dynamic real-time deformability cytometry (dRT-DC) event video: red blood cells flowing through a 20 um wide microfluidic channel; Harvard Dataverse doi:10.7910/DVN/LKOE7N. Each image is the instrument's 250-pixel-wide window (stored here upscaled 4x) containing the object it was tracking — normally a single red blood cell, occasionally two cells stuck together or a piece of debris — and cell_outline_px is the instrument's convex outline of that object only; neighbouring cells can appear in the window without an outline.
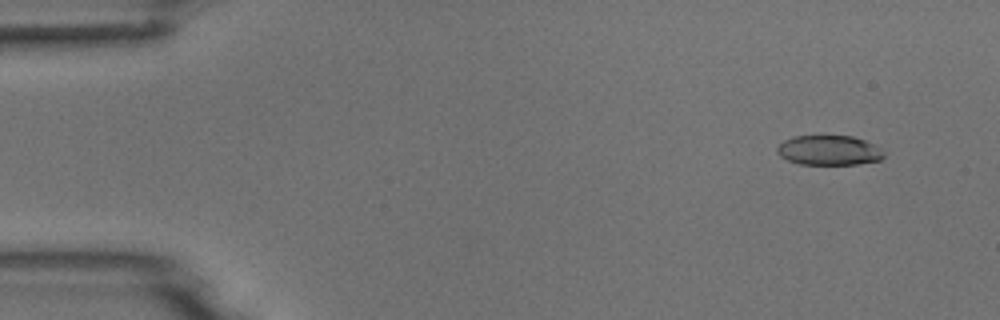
{"species": "common noctule bat (a hibernating species)", "species_latin": "Nyctalus noctula", "temperature_condition": "room temperature", "stored_images_in_passage": 5, "camera_frame_rate_fps": 3000, "um_per_image_px": 0.085, "animal": {"sex": "male", "body_mass_g": 18.8}, "frame": {"image": 1, "passage_image": 1, "time_ms": 0.0, "image_size_px": [1000, 320], "cell_outline_px": [[884, 156], [880, 160], [856, 164], [800, 164], [788, 160], [780, 156], [776, 152], [776, 148], [784, 140], [796, 136], [852, 136], [864, 140], [880, 148], [884, 152]], "centroid_in_image_um": [70.45, 12.78], "position_along_channel_um": 14.5, "area_um2": 18.38}}
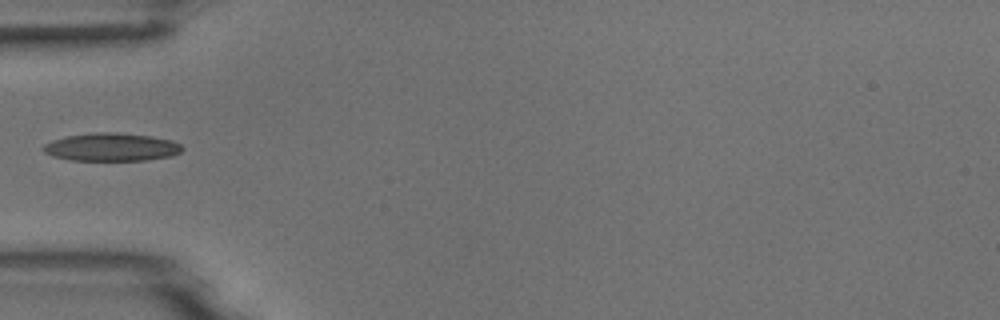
{"frame": {"image": 2, "passage_image": 4, "time_ms": 1.0, "image_size_px": [1000, 320], "cell_outline_px": [[184, 148], [180, 152], [172, 156], [144, 160], [68, 160], [52, 156], [44, 152], [40, 148], [44, 144], [52, 140], [64, 136], [92, 132], [116, 132], [152, 136], [172, 140], [180, 144]], "centroid_in_image_um": [9.44, 12.49], "position_along_channel_um": 75.6, "area_um2": 22.95}}